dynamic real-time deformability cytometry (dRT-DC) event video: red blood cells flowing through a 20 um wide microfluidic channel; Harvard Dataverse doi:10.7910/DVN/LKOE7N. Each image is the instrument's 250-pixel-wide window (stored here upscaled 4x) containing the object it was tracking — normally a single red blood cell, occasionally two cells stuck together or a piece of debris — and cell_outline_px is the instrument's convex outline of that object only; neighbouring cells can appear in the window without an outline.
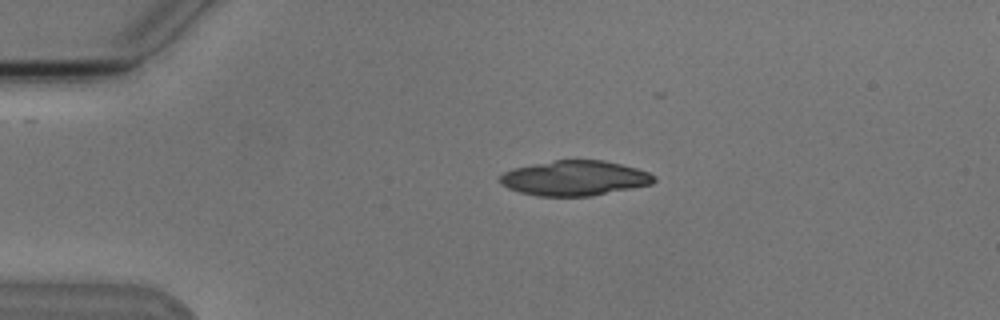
{"species": "Egyptian fruit bat (a non-hibernating species)", "species_latin": "Rousettus aegyptiacus", "temperature_condition": "cold", "stored_images_in_passage": 4, "segment_of_instrument_passage": [1, 2], "camera_frame_rate_fps": 3000, "um_per_image_px": 0.085, "animal": {"sex": "male"}, "frame": {"image": 1, "passage_image": 2, "time_ms": 1.0, "image_size_px": [1000, 320], "cell_outline_px": [[656, 180], [652, 184], [592, 196], [536, 196], [520, 192], [508, 188], [500, 184], [500, 176], [504, 172], [512, 168], [556, 160], [604, 160], [636, 168], [648, 172], [656, 176]], "centroid_in_image_um": [48.84, 15.15], "position_along_channel_um": 36.2, "area_um2": 31.39}}